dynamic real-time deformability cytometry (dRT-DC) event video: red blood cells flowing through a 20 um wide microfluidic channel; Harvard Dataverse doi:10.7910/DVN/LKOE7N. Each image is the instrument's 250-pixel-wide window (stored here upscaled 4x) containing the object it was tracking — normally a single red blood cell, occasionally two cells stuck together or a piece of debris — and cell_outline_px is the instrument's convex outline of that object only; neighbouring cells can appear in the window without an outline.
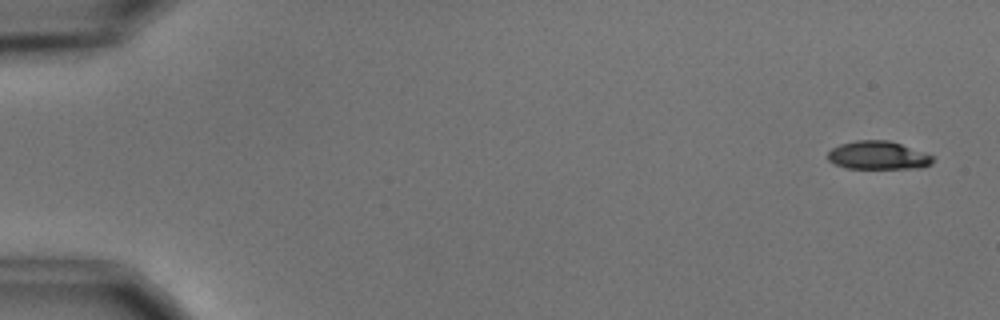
{"species": "common noctule bat (a hibernating species)", "species_latin": "Nyctalus noctula", "temperature_condition": "cold", "stored_images_in_passage": 6, "camera_frame_rate_fps": 3000, "um_per_image_px": 0.085, "animal": {"sex": "male", "body_mass_g": 15.6}, "frame": {"image": 1, "passage_image": 1, "time_ms": 0.0, "image_size_px": [1000, 320], "cell_outline_px": [[932, 164], [924, 168], [848, 168], [836, 164], [828, 160], [828, 152], [832, 148], [840, 144], [856, 140], [888, 140], [924, 152], [932, 156]], "centroid_in_image_um": [74.64, 13.2], "position_along_channel_um": 10.4, "area_um2": 17.17}}
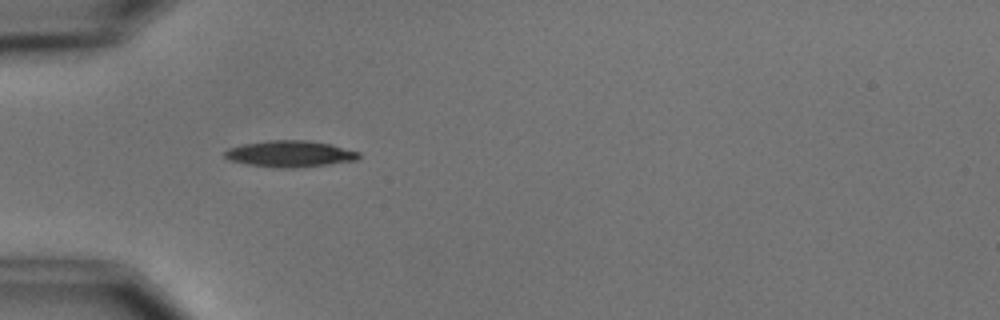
{"frame": {"image": 2, "passage_image": 5, "time_ms": 5.0, "image_size_px": [1000, 320], "cell_outline_px": [[360, 156], [356, 160], [328, 164], [292, 168], [276, 168], [248, 164], [228, 160], [224, 156], [224, 152], [228, 148], [244, 144], [268, 140], [304, 140], [332, 144], [360, 152]], "centroid_in_image_um": [24.64, 13.07], "position_along_channel_um": 60.4, "area_um2": 20.58}}